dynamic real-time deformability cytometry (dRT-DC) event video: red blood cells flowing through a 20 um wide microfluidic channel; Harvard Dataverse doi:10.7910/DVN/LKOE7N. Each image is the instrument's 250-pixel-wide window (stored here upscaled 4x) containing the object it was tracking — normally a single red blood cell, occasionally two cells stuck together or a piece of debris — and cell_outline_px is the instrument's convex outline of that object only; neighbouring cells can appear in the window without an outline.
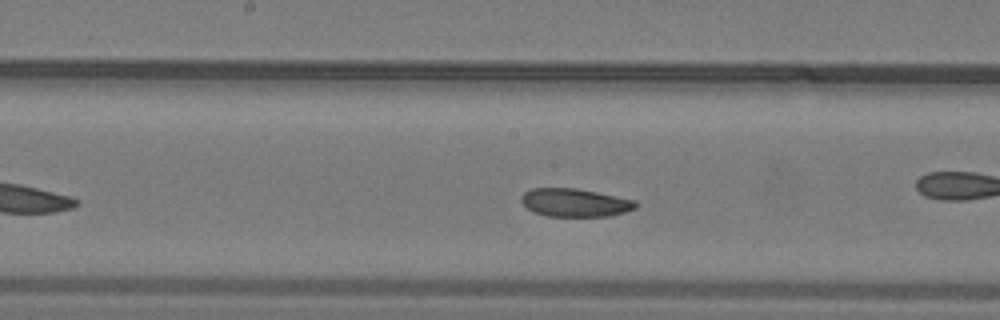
{"species": "common noctule bat (a hibernating species)", "species_latin": "Nyctalus noctula", "temperature_condition": "warm", "stored_images_in_passage": 32, "camera_frame_rate_fps": 3000, "um_per_image_px": 0.085, "animal": {"sex": "male", "body_mass_g": 19.2, "forearm_length_mm": 51.8}, "frame": {"image": 1, "passage_image": 14, "time_ms": 4.333, "image_size_px": [1000, 320], "cell_outline_px": [[640, 204], [636, 208], [612, 216], [548, 216], [532, 212], [520, 200], [520, 196], [524, 192], [532, 188], [576, 188], [636, 200]], "centroid_in_image_um": [48.88, 17.22], "position_along_channel_um": 199.3, "area_um2": 18.9}, "authors_computed_cell_mechanics": {"area_um2": 19.652, "velocity_mm_per_s": 4.0545, "shape_relaxation_time_tau1_ms": 3.45, "shape_relaxation_time_tau2_ms": 2.8998, "deformation_change_tau1": 0.0991, "deformation_change_tau2": 0.078}}